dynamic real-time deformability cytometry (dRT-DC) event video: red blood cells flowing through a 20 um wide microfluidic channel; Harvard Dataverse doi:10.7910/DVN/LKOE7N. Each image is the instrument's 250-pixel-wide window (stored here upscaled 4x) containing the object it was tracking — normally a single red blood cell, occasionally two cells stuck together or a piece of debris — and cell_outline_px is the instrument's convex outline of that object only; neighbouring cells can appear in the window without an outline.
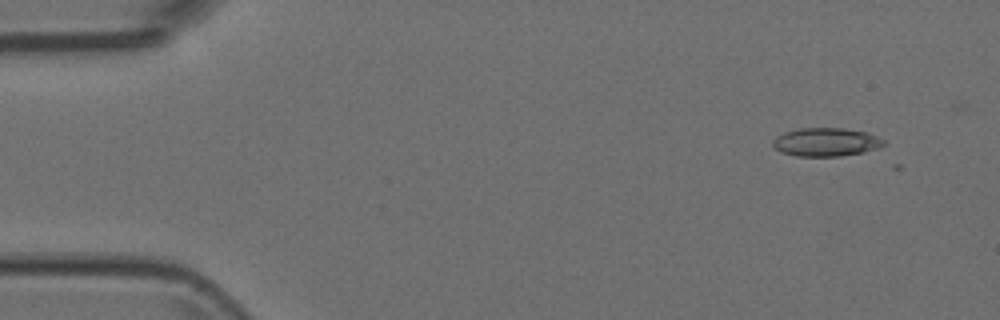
{"species": "Egyptian fruit bat (a non-hibernating species)", "species_latin": "Rousettus aegyptiacus", "temperature_condition": "room temperature", "stored_images_in_passage": 4, "camera_frame_rate_fps": 3000, "um_per_image_px": 0.085, "animal": {"sex": "female"}, "frame": {"image": 1, "passage_image": 1, "time_ms": 0.0, "image_size_px": [1000, 320], "cell_outline_px": [[884, 144], [880, 148], [864, 152], [840, 156], [796, 156], [780, 152], [772, 144], [772, 140], [776, 136], [784, 132], [800, 128], [844, 128], [868, 132], [884, 140]], "centroid_in_image_um": [70.21, 12.07], "position_along_channel_um": 14.8, "area_um2": 18.5}}